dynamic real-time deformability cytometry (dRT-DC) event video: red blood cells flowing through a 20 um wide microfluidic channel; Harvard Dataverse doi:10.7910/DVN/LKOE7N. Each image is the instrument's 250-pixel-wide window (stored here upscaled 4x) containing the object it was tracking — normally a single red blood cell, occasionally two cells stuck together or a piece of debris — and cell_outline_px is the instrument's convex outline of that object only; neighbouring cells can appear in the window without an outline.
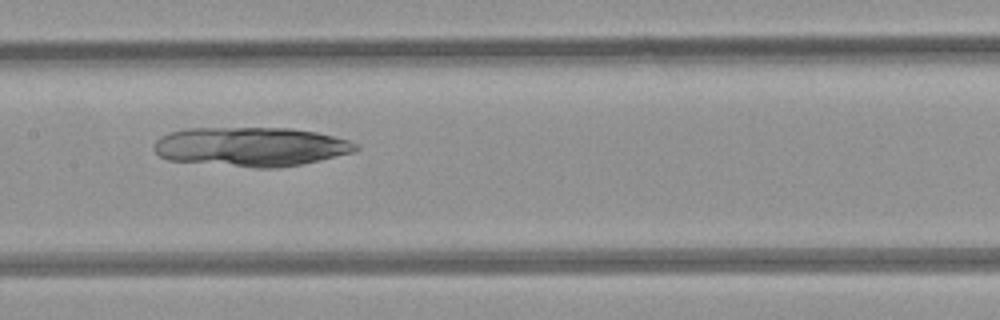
{"species": "common noctule bat (a hibernating species)", "species_latin": "Nyctalus noctula", "temperature_condition": "room temperature", "stored_images_in_passage": 8, "camera_frame_rate_fps": 3000, "um_per_image_px": 0.085, "animal": {"sex": "female", "body_mass_g": 21.9}, "frame": {"image": 1, "passage_image": 5, "time_ms": 4.667, "image_size_px": [1000, 320], "cell_outline_px": [[360, 148], [356, 152], [320, 160], [300, 164], [276, 168], [256, 168], [168, 160], [160, 156], [152, 148], [156, 140], [160, 136], [184, 128], [292, 128], [316, 132], [348, 140], [360, 144]], "centroid_in_image_um": [21.34, 12.47], "position_along_channel_um": 186.1, "area_um2": 46.36}}
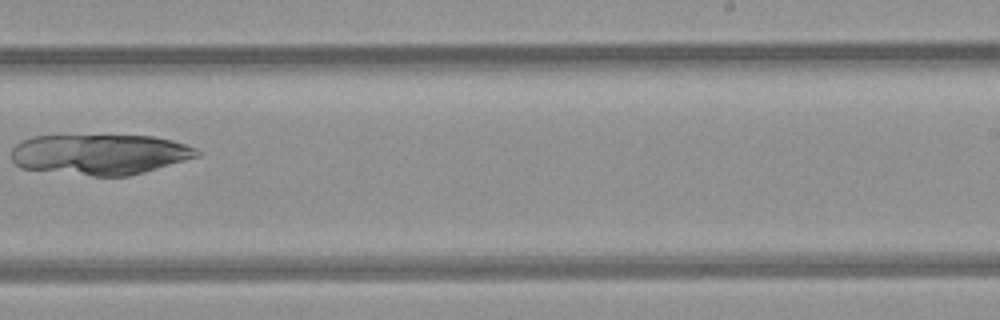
{"frame": {"image": 2, "passage_image": 7, "time_ms": 7.0, "image_size_px": [1000, 320], "cell_outline_px": [[200, 156], [144, 172], [128, 176], [92, 176], [20, 168], [12, 160], [12, 148], [20, 140], [32, 136], [152, 136], [172, 140], [196, 148], [200, 152]], "centroid_in_image_um": [8.47, 13.12], "position_along_channel_um": 280.5, "area_um2": 43.75}}
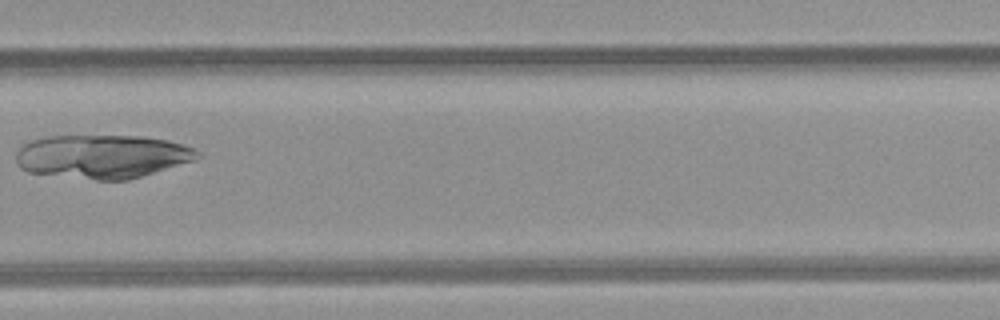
{"frame": {"image": 3, "passage_image": 8, "time_ms": 8.0, "image_size_px": [1000, 320], "cell_outline_px": [[204, 156], [196, 160], [128, 180], [96, 180], [28, 172], [20, 168], [16, 164], [16, 152], [24, 144], [32, 140], [48, 136], [140, 136], [168, 140], [184, 144], [196, 148]], "centroid_in_image_um": [8.74, 13.3], "position_along_channel_um": 321.1, "area_um2": 46.47}}